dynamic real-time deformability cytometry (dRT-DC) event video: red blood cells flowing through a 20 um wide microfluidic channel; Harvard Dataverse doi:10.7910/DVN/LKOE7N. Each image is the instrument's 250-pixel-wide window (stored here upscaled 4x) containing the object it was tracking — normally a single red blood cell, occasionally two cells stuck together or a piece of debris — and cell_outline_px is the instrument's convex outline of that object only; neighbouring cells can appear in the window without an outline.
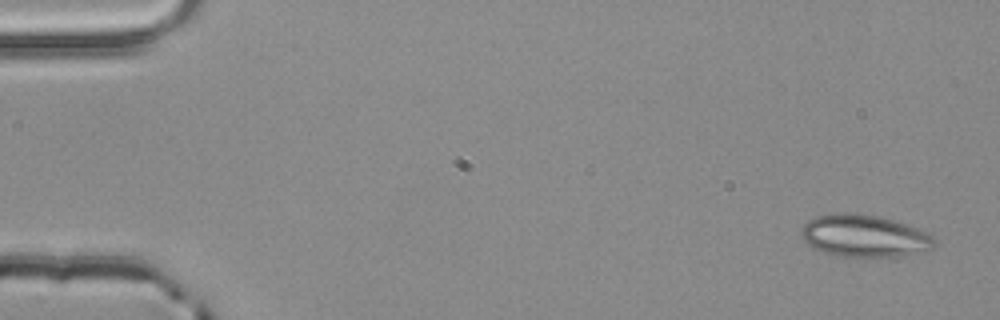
{"species": "common noctule bat (a hibernating species)", "species_latin": "Nyctalus noctula", "temperature_condition": "room temperature", "stored_images_in_passage": 3, "camera_frame_rate_fps": 3000, "um_per_image_px": 0.085, "animal": {"sex": "male", "body_mass_g": 20.4}, "frame": {"image": 1, "passage_image": 1, "time_ms": 0.0, "image_size_px": [1000, 320], "cell_outline_px": [[936, 244], [928, 252], [896, 256], [832, 256], [812, 248], [804, 240], [800, 232], [804, 224], [808, 220], [816, 216], [836, 212], [848, 212], [876, 216], [892, 220], [916, 228], [932, 236], [936, 240]], "centroid_in_image_um": [73.44, 20.06], "position_along_channel_um": 11.6, "area_um2": 32.83}}